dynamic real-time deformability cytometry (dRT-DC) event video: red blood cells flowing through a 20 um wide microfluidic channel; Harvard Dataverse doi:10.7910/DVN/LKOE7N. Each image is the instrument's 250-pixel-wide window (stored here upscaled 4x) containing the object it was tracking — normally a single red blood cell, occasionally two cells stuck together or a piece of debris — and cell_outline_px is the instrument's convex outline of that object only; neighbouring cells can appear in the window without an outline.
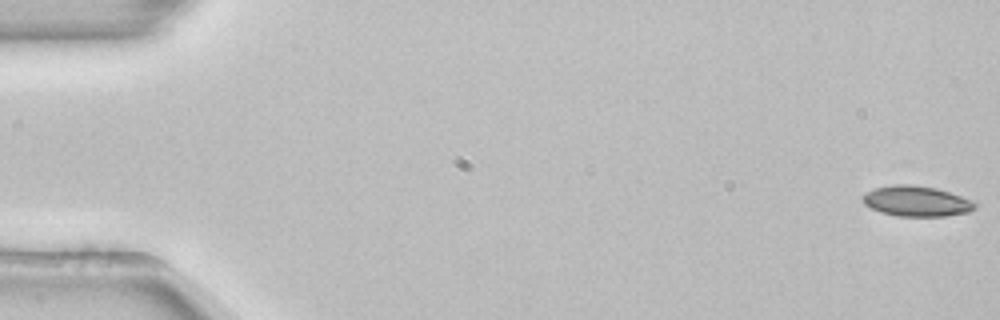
{"species": "common noctule bat (a hibernating species)", "species_latin": "Nyctalus noctula", "temperature_condition": "room temperature", "stored_images_in_passage": 55, "camera_frame_rate_fps": 3000, "um_per_image_px": 0.085, "animal": {"sex": "female", "body_mass_g": 22.7, "forearm_length_mm": 54.2}, "frame": {"image": 1, "passage_image": 1, "time_ms": 0.0, "image_size_px": [1000, 320], "cell_outline_px": [[980, 204], [976, 208], [968, 212], [944, 216], [896, 216], [880, 212], [864, 204], [860, 196], [872, 188], [896, 184], [912, 184], [936, 188], [972, 200]], "centroid_in_image_um": [77.88, 17.09], "position_along_channel_um": 7.1, "area_um2": 20.11}}
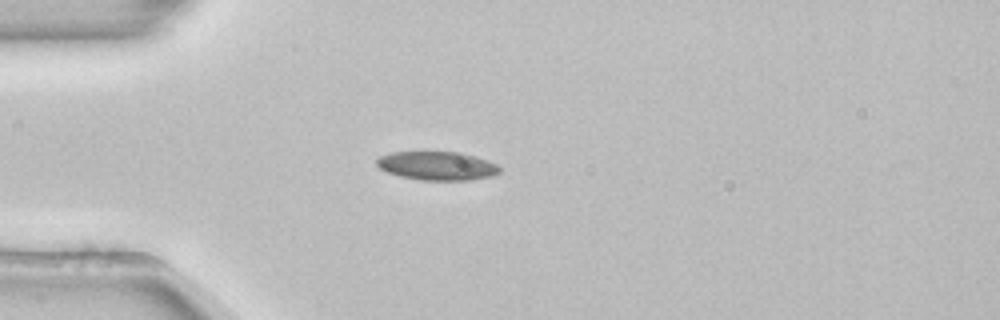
{"frame": {"image": 2, "passage_image": 15, "time_ms": 4.667, "image_size_px": [1000, 320], "cell_outline_px": [[500, 172], [492, 176], [468, 180], [420, 180], [400, 176], [388, 172], [380, 168], [376, 164], [376, 160], [380, 156], [392, 152], [460, 152], [488, 160], [496, 164], [500, 168]], "centroid_in_image_um": [37.16, 14.09], "position_along_channel_um": 47.8, "area_um2": 20.46}}
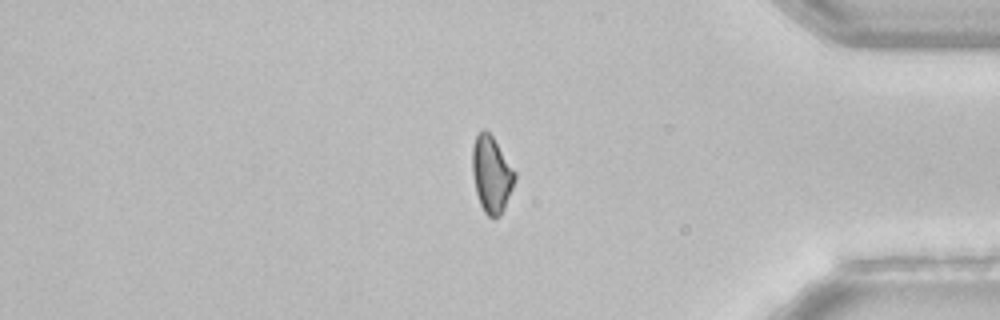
{"frame": {"image": 3, "passage_image": 45, "time_ms": 14.667, "image_size_px": [1000, 320], "cell_outline_px": [[516, 176], [512, 188], [504, 208], [500, 216], [492, 220], [484, 212], [480, 204], [476, 192], [472, 172], [472, 148], [476, 136], [484, 128], [492, 136], [516, 172]], "centroid_in_image_um": [41.77, 14.84], "position_along_channel_um": 393.4, "area_um2": 18.84}}